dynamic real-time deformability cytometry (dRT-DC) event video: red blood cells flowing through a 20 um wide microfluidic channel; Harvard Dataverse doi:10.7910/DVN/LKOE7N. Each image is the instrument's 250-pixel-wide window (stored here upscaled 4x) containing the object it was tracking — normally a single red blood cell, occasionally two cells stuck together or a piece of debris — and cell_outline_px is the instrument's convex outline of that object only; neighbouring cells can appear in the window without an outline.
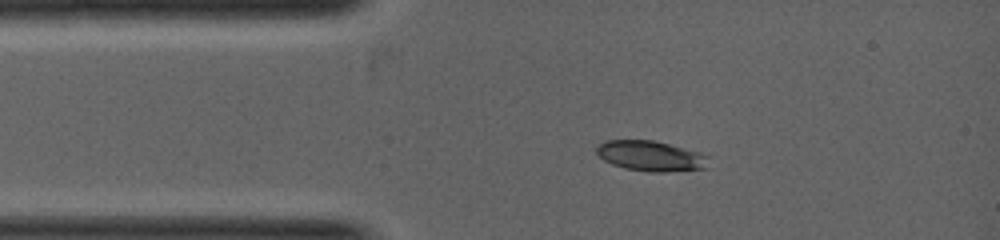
{"species": "common noctule bat (a hibernating species)", "species_latin": "Nyctalus noctula", "temperature_condition": "warm", "stored_images_in_passage": 2, "camera_frame_rate_fps": 5000, "um_per_image_px": 0.085, "animal": {"sex": "female", "body_mass_g": 19.0, "forearm_length_mm": 53.3}, "frame": {"image": 1, "passage_image": 1, "time_ms": 0.0, "image_size_px": [1000, 240], "cell_outline_px": [[708, 156], [704, 168], [660, 172], [652, 172], [624, 168], [612, 164], [604, 160], [596, 152], [596, 148], [604, 140], [652, 140], [700, 152]], "centroid_in_image_um": [55.26, 13.25], "position_along_channel_um": 29.7, "area_um2": 19.42}}
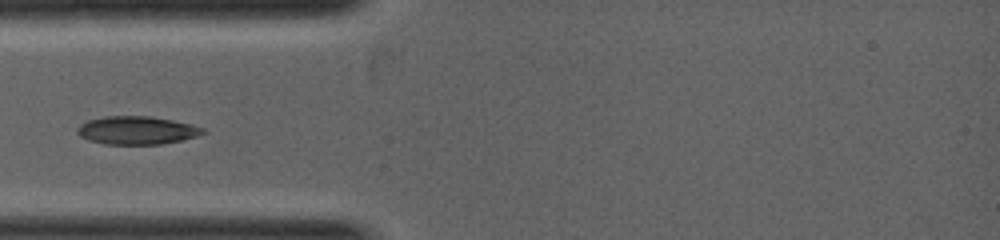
{"frame": {"image": 2, "passage_image": 2, "time_ms": 0.8, "image_size_px": [1000, 240], "cell_outline_px": [[208, 132], [196, 136], [180, 140], [160, 144], [104, 144], [88, 140], [80, 136], [76, 132], [80, 124], [88, 120], [104, 116], [152, 116], [172, 120], [204, 128]], "centroid_in_image_um": [11.6, 11.07], "position_along_channel_um": 73.4, "area_um2": 20.52}}